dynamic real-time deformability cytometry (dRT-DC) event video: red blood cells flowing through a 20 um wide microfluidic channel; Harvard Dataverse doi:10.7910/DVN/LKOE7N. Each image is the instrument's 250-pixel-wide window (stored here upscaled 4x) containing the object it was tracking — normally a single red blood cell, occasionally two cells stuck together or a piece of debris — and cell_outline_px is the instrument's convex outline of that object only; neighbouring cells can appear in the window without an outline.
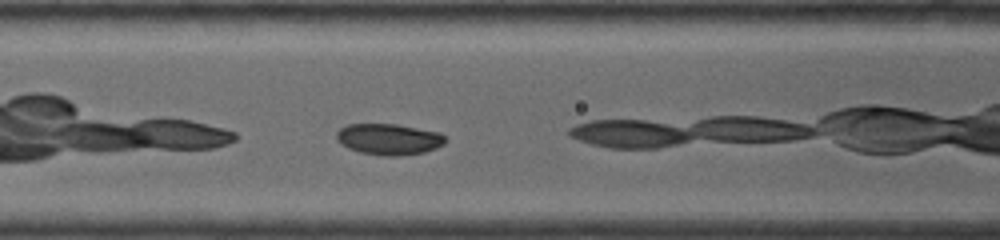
{"species": "common noctule bat (a hibernating species)", "species_latin": "Nyctalus noctula", "temperature_condition": "warm", "stored_images_in_passage": 26, "camera_frame_rate_fps": 4500, "um_per_image_px": 0.085, "animal": {"sex": "female", "body_mass_g": 19.0, "forearm_length_mm": 53.3}, "frame": {"image": 1, "passage_image": 8, "time_ms": 2.222, "image_size_px": [1000, 240], "cell_outline_px": [[448, 140], [444, 144], [436, 148], [424, 152], [400, 156], [384, 156], [360, 152], [348, 148], [336, 140], [336, 132], [340, 128], [348, 124], [396, 124], [440, 132]], "centroid_in_image_um": [33.06, 11.83], "position_along_channel_um": 133.5, "area_um2": 19.88}}
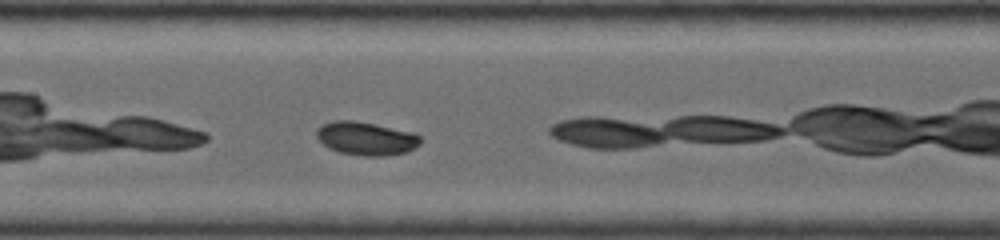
{"frame": {"image": 2, "passage_image": 12, "time_ms": 3.333, "image_size_px": [1000, 240], "cell_outline_px": [[420, 144], [408, 152], [388, 156], [364, 156], [340, 152], [328, 148], [316, 136], [316, 128], [320, 124], [332, 120], [356, 120], [416, 132], [420, 136]], "centroid_in_image_um": [31.13, 11.75], "position_along_channel_um": 176.3, "area_um2": 20.63}}